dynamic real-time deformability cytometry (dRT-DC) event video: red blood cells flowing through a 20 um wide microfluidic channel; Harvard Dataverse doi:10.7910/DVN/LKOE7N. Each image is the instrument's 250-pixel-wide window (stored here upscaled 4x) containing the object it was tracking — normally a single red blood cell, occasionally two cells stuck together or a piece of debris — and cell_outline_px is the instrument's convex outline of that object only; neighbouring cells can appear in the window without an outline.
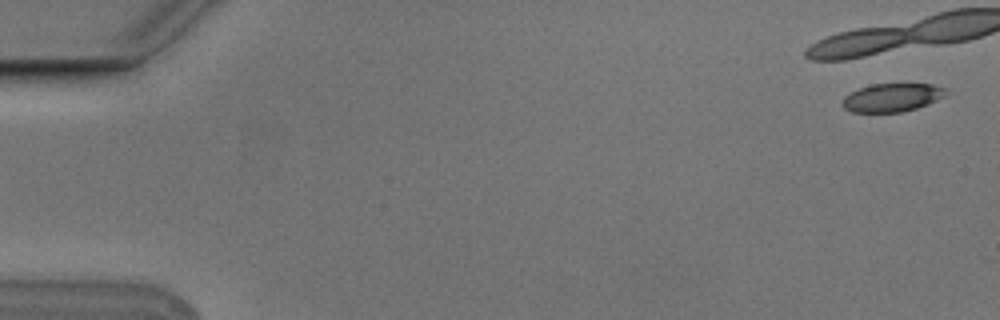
{"species": "Egyptian fruit bat (a non-hibernating species)", "species_latin": "Rousettus aegyptiacus", "temperature_condition": "cold", "stored_images_in_passage": 8, "camera_frame_rate_fps": 3000, "um_per_image_px": 0.085, "animal": {"sex": "male"}, "frame": {"image": 1, "passage_image": 1, "time_ms": 0.0, "image_size_px": [1000, 320], "cell_outline_px": [[944, 96], [928, 104], [916, 108], [900, 112], [852, 112], [844, 108], [844, 96], [860, 88], [872, 84], [932, 84], [944, 88]], "centroid_in_image_um": [75.81, 8.29], "position_along_channel_um": 9.2, "area_um2": 16.7}}
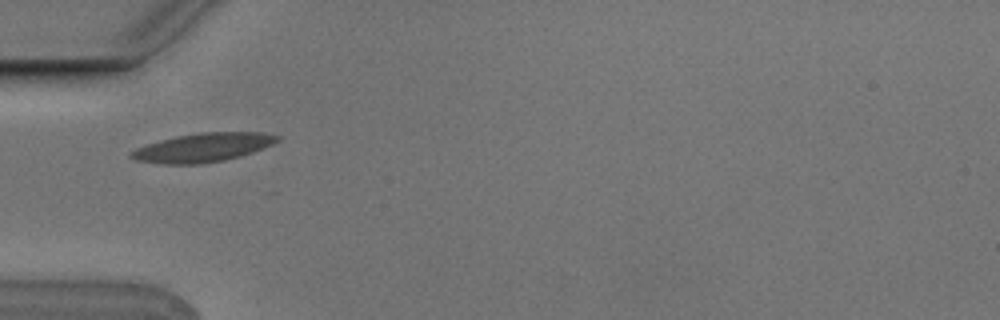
{"frame": {"image": 2, "passage_image": 6, "time_ms": 1.667, "image_size_px": [1000, 320], "cell_outline_px": [[280, 140], [272, 144], [252, 152], [240, 156], [224, 160], [200, 164], [164, 164], [136, 160], [128, 156], [128, 152], [136, 148], [160, 140], [176, 136], [200, 132], [260, 132], [280, 136]], "centroid_in_image_um": [17.23, 12.54], "position_along_channel_um": 67.8, "area_um2": 24.45}}
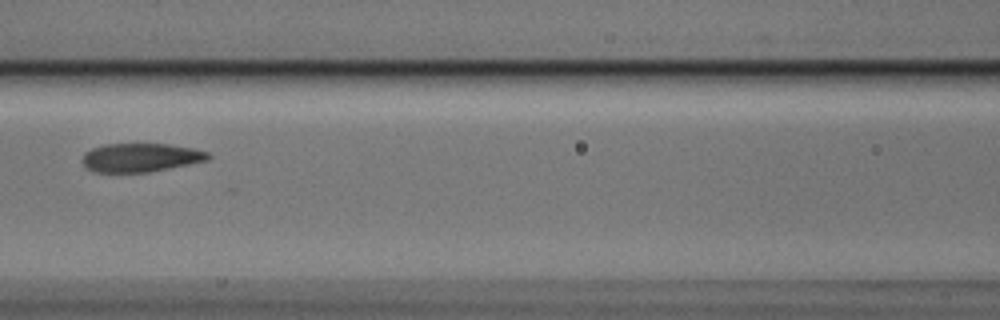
{"frame": {"image": 3, "passage_image": 8, "time_ms": 2.333, "image_size_px": [1000, 320], "cell_outline_px": [[212, 156], [208, 160], [148, 172], [92, 172], [80, 160], [84, 152], [92, 148], [104, 144], [168, 144], [192, 148], [208, 152]], "centroid_in_image_um": [11.92, 13.39], "position_along_channel_um": 154.7, "area_um2": 20.98}}